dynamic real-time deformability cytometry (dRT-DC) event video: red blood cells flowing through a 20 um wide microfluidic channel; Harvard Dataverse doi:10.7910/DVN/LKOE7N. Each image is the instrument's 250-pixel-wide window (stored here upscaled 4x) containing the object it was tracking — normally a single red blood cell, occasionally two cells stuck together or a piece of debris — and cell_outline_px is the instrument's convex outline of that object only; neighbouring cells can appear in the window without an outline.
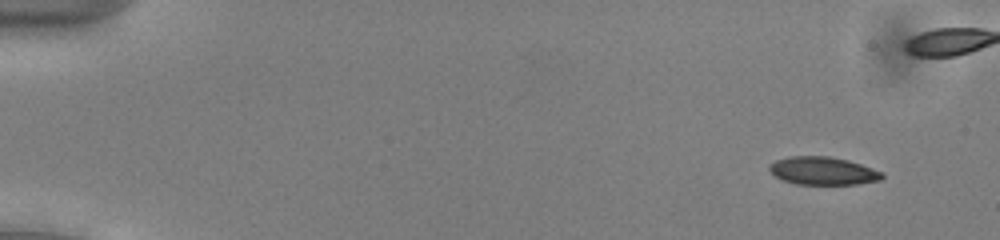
{"species": "common noctule bat (a hibernating species)", "species_latin": "Nyctalus noctula", "temperature_condition": "cold", "stored_images_in_passage": 14, "camera_frame_rate_fps": 3000, "um_per_image_px": 0.085, "animal": {"sex": "male", "body_mass_g": 13.0, "forearm_length_mm": 53.1}, "frame": {"image": 1, "passage_image": 1, "time_ms": 0.0, "image_size_px": [1000, 240], "cell_outline_px": [[884, 176], [880, 180], [856, 184], [796, 184], [784, 180], [776, 176], [768, 168], [768, 164], [776, 160], [788, 156], [828, 156], [848, 160], [884, 172]], "centroid_in_image_um": [69.95, 14.51], "position_along_channel_um": 15.1, "area_um2": 18.32}}